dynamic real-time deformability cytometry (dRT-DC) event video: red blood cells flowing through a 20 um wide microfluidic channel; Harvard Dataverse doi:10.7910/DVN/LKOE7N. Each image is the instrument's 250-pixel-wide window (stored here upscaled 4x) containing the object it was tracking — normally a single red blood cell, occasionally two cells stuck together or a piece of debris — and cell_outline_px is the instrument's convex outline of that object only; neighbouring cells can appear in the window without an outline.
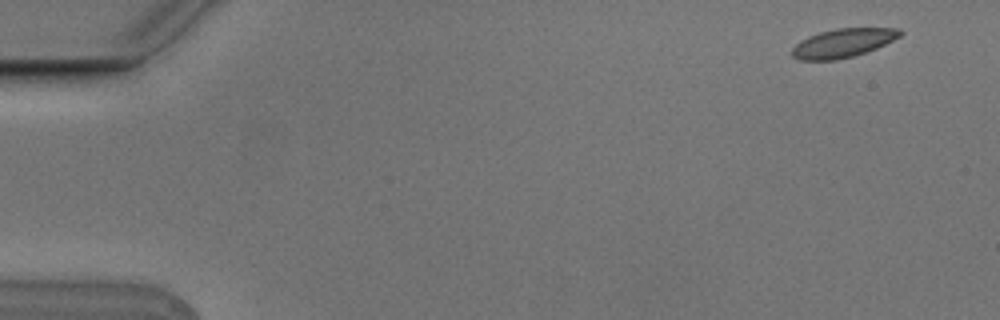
{"species": "Egyptian fruit bat (a non-hibernating species)", "species_latin": "Rousettus aegyptiacus", "temperature_condition": "cold", "stored_images_in_passage": 7, "camera_frame_rate_fps": 3000, "um_per_image_px": 0.085, "animal": {"sex": "male"}, "frame": {"image": 1, "passage_image": 1, "time_ms": 0.0, "image_size_px": [1000, 320], "cell_outline_px": [[904, 32], [900, 36], [876, 48], [852, 56], [836, 60], [800, 60], [792, 56], [792, 48], [800, 40], [808, 36], [820, 32], [836, 28], [900, 28]], "centroid_in_image_um": [71.64, 3.65], "position_along_channel_um": 13.4, "area_um2": 17.98}}
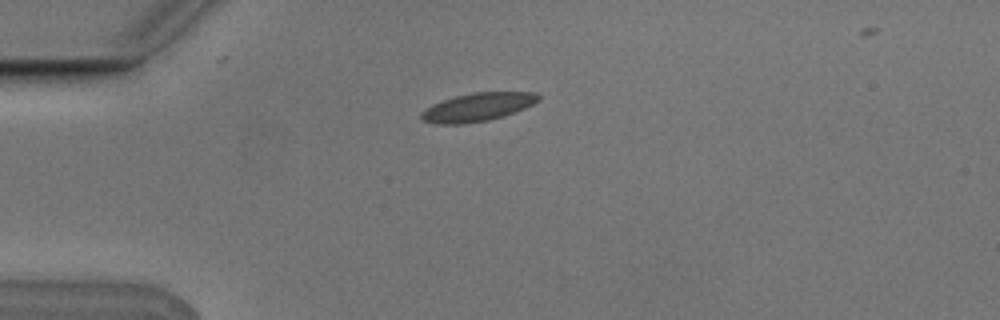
{"frame": {"image": 2, "passage_image": 4, "time_ms": 1.0, "image_size_px": [1000, 320], "cell_outline_px": [[540, 100], [524, 108], [504, 116], [488, 120], [460, 124], [436, 124], [424, 120], [420, 116], [420, 112], [424, 108], [432, 104], [456, 96], [472, 92], [536, 92], [540, 96]], "centroid_in_image_um": [40.59, 9.1], "position_along_channel_um": 44.4, "area_um2": 19.25}}
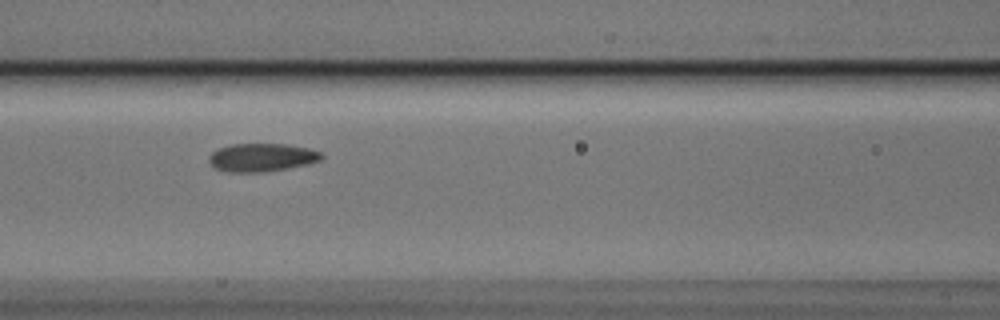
{"frame": {"image": 3, "passage_image": 7, "time_ms": 2.0, "image_size_px": [1000, 320], "cell_outline_px": [[324, 156], [320, 160], [308, 164], [288, 168], [264, 172], [228, 172], [216, 168], [208, 160], [208, 156], [212, 152], [220, 148], [232, 144], [284, 144], [308, 148], [320, 152]], "centroid_in_image_um": [22.25, 13.38], "position_along_channel_um": 144.3, "area_um2": 18.38}}